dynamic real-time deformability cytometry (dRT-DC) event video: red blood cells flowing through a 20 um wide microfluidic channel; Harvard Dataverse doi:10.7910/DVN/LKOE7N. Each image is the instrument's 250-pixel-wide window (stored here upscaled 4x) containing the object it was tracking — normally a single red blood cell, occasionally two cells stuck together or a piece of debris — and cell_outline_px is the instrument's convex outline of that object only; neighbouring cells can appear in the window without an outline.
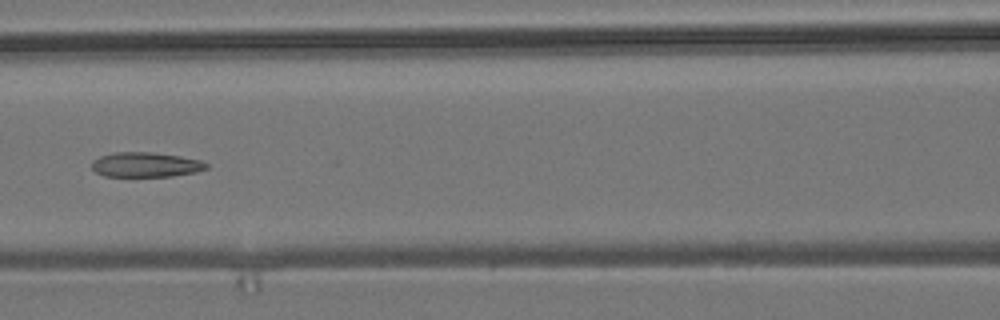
{"species": "common noctule bat (a hibernating species)", "species_latin": "Nyctalus noctula", "temperature_condition": "room temperature", "stored_images_in_passage": 7, "camera_frame_rate_fps": 3000, "um_per_image_px": 0.085, "animal": {"sex": "male", "body_mass_g": 19.2, "forearm_length_mm": 51.8}, "frame": {"image": 1, "passage_image": 7, "time_ms": 6.667, "image_size_px": [1000, 320], "cell_outline_px": [[208, 168], [196, 172], [172, 176], [104, 176], [96, 172], [92, 168], [92, 160], [100, 156], [116, 152], [152, 152], [180, 156], [200, 160], [208, 164]], "centroid_in_image_um": [12.38, 13.99], "position_along_channel_um": 154.2, "area_um2": 16.53}}